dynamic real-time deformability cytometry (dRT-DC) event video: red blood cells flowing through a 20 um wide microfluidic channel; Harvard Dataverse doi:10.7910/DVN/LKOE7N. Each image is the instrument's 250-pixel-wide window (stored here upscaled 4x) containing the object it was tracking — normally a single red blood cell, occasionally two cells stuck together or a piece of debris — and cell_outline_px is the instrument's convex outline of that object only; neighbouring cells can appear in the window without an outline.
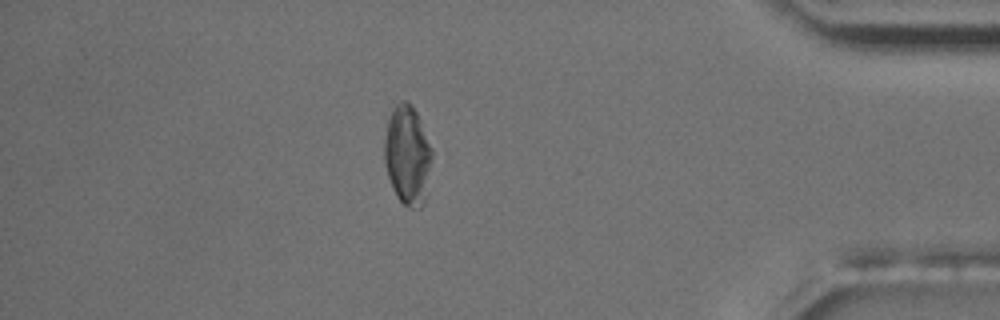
{"species": "common noctule bat (a hibernating species)", "species_latin": "Nyctalus noctula", "temperature_condition": "room temperature", "stored_images_in_passage": 13, "camera_frame_rate_fps": 3000, "um_per_image_px": 0.085, "animal": {"sex": "male", "body_mass_g": 17.5, "forearm_length_mm": 52.3}, "frame": {"image": 1, "passage_image": 11, "time_ms": 11.667, "image_size_px": [1000, 320], "cell_outline_px": [[432, 156], [424, 204], [420, 208], [408, 208], [396, 196], [392, 188], [384, 164], [384, 140], [388, 120], [392, 108], [396, 104], [404, 100], [408, 100], [412, 104], [420, 120], [432, 148]], "centroid_in_image_um": [34.62, 13.18], "position_along_channel_um": 400.6, "area_um2": 27.69}, "authors_computed_cell_mechanics": {"area_um2": 28.2064, "velocity_mm_per_s": 3.5321, "shape_relaxation_time_tau1_ms": 2.6983, "shape_relaxation_time_tau2_ms": 3.3977, "deformation_change_tau1": 0.0691, "deformation_change_tau2": 0.0958}}